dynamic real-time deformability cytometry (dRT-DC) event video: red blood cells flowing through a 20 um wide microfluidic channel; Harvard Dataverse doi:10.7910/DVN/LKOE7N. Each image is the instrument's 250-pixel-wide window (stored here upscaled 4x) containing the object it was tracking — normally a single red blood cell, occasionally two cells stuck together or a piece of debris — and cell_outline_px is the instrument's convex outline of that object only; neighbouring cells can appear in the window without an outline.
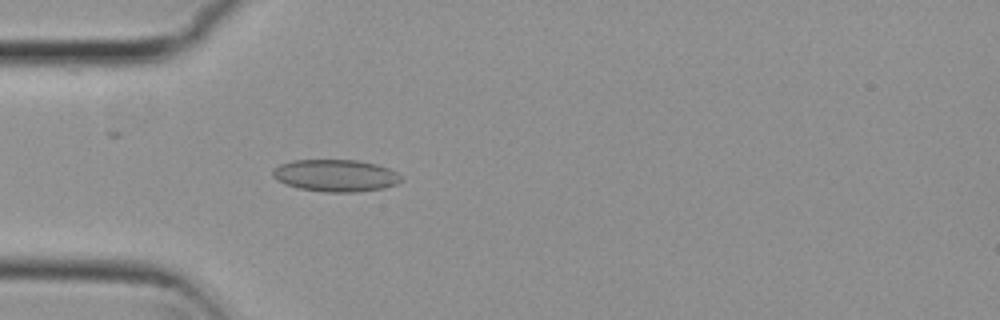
{"species": "common noctule bat (a hibernating species)", "species_latin": "Nyctalus noctula", "temperature_condition": "cold", "stored_images_in_passage": 42, "camera_frame_rate_fps": 3000, "um_per_image_px": 0.085, "animal": {"sex": "female", "body_mass_g": 29.2, "forearm_length_mm": 56.3}, "frame": {"image": 1, "passage_image": 4, "time_ms": 1.0, "image_size_px": [1000, 320], "cell_outline_px": [[404, 180], [396, 184], [384, 188], [356, 192], [324, 192], [300, 188], [276, 180], [272, 176], [272, 168], [280, 164], [292, 160], [356, 160], [376, 164], [388, 168], [396, 172]], "centroid_in_image_um": [28.52, 14.92], "position_along_channel_um": 56.5, "area_um2": 24.04}}
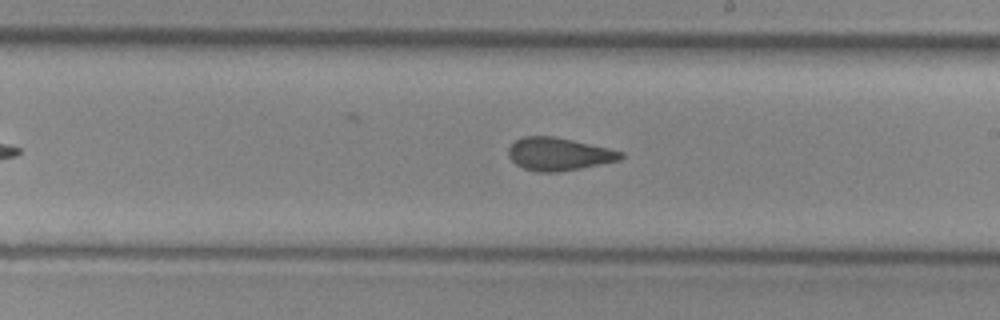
{"frame": {"image": 2, "passage_image": 19, "time_ms": 6.0, "image_size_px": [1000, 320], "cell_outline_px": [[624, 156], [620, 160], [560, 172], [536, 172], [524, 168], [516, 164], [508, 156], [508, 148], [516, 140], [524, 136], [552, 136], [572, 140], [608, 148], [624, 152]], "centroid_in_image_um": [47.48, 13.1], "position_along_channel_um": 241.5, "area_um2": 21.39}}
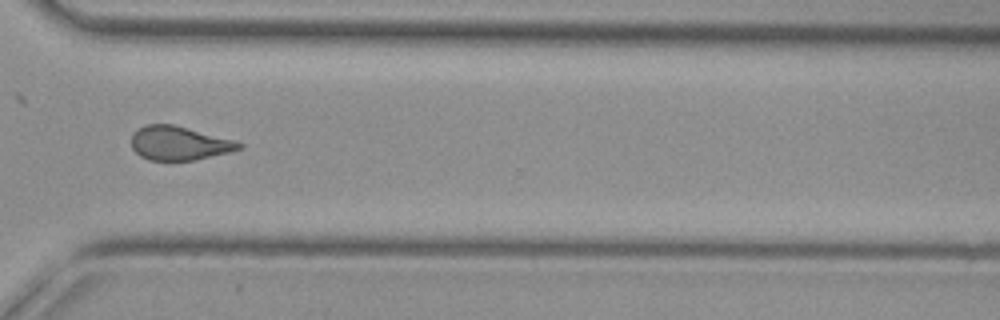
{"frame": {"image": 3, "passage_image": 28, "time_ms": 9.0, "image_size_px": [1000, 320], "cell_outline_px": [[244, 148], [196, 160], [148, 160], [140, 156], [132, 148], [132, 132], [148, 124], [172, 124], [236, 140], [244, 144]], "centroid_in_image_um": [15.25, 12.17], "position_along_channel_um": 355.4, "area_um2": 21.27}, "authors_computed_cell_mechanics": {"area_um2": 21.7039, "velocity_mm_per_s": 3.7893, "shape_relaxation_time_tau1_ms": null, "shape_relaxation_time_tau2_ms": 1.2409, "deformation_change_tau1": null, "deformation_change_tau2": 0.0614}}